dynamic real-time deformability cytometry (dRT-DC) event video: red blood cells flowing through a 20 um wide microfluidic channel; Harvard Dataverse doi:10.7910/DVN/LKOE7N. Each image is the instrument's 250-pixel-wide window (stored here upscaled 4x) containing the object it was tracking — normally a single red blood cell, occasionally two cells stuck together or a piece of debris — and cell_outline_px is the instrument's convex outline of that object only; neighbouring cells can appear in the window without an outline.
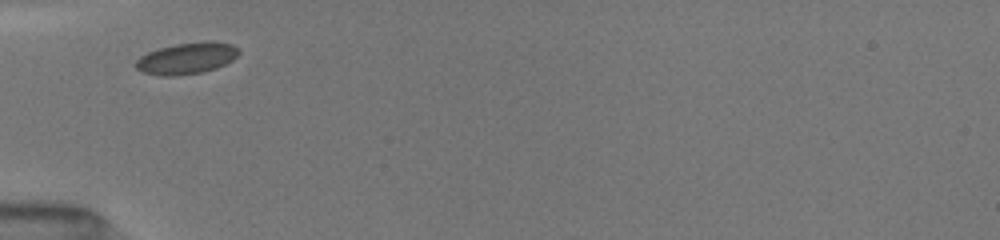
{"species": "common noctule bat (a hibernating species)", "species_latin": "Nyctalus noctula", "temperature_condition": "room temperature", "stored_images_in_passage": 49, "camera_frame_rate_fps": 3000, "um_per_image_px": 0.085, "animal": {"sex": "female", "body_mass_g": 19.5, "forearm_length_mm": 54.1}, "frame": {"image": 1, "passage_image": 1, "time_ms": 0.0, "image_size_px": [1000, 240], "cell_outline_px": [[240, 52], [232, 60], [216, 68], [204, 72], [176, 76], [160, 76], [140, 72], [132, 64], [140, 56], [148, 52], [160, 48], [176, 44], [232, 44], [240, 48]], "centroid_in_image_um": [15.78, 5.02], "position_along_channel_um": 69.2, "area_um2": 18.38}}
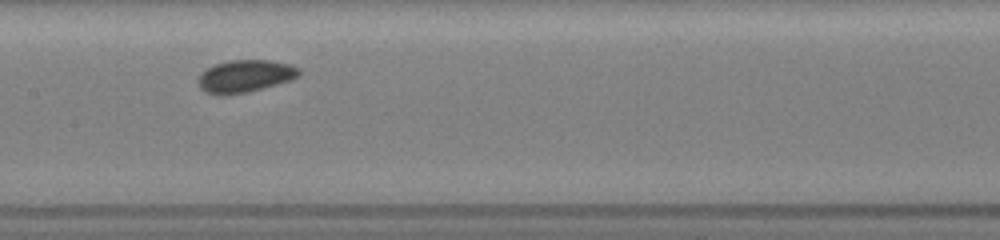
{"frame": {"image": 2, "passage_image": 18, "time_ms": 3.0, "image_size_px": [1000, 240], "cell_outline_px": [[300, 76], [292, 80], [264, 88], [248, 92], [224, 96], [216, 96], [204, 92], [200, 88], [196, 80], [200, 72], [216, 64], [228, 60], [272, 60], [288, 64], [300, 68]], "centroid_in_image_um": [20.8, 6.49], "position_along_channel_um": 186.6, "area_um2": 19.54}}
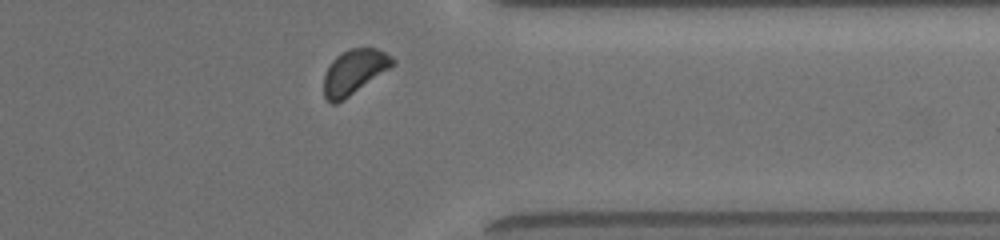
{"frame": {"image": 3, "passage_image": 46, "time_ms": 8.0, "image_size_px": [1000, 240], "cell_outline_px": [[396, 64], [344, 100], [336, 104], [332, 104], [324, 96], [324, 72], [332, 60], [340, 52], [348, 48], [376, 48], [384, 52], [396, 60]], "centroid_in_image_um": [30.09, 6.1], "position_along_channel_um": 381.3, "area_um2": 18.09}, "authors_computed_cell_mechanics": {"area_um2": 18.3804, "velocity_mm_per_s": 3.9625, "shape_relaxation_time_tau1_ms": null, "shape_relaxation_time_tau2_ms": 1.7981, "deformation_change_tau1": null, "deformation_change_tau2": 0.0451}}